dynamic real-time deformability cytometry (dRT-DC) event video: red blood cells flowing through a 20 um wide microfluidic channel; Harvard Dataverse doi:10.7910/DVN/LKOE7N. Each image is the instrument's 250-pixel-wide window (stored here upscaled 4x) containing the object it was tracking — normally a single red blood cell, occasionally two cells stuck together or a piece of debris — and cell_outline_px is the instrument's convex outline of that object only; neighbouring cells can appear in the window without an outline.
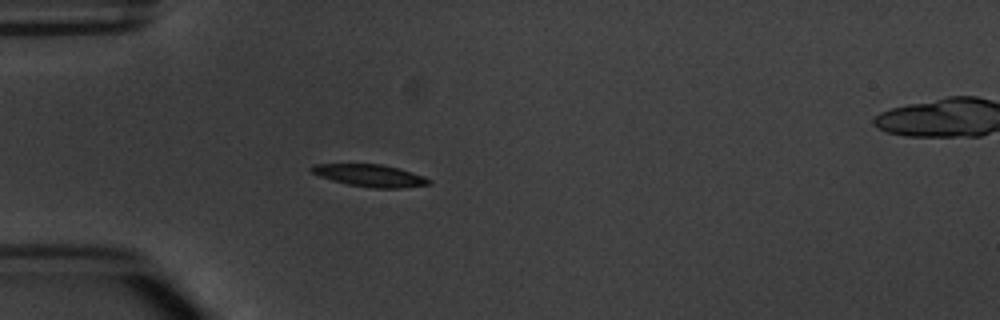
{"species": "common noctule bat (a hibernating species)", "species_latin": "Nyctalus noctula", "temperature_condition": "warm", "stored_images_in_passage": 4, "camera_frame_rate_fps": 3000, "um_per_image_px": 0.085, "animal": {"sex": "male", "body_mass_g": 20.1, "forearm_length_mm": 53.5}, "frame": {"image": 1, "passage_image": 3, "time_ms": 2.333, "image_size_px": [1000, 320], "cell_outline_px": [[432, 184], [400, 188], [372, 188], [348, 184], [332, 180], [320, 176], [312, 172], [308, 168], [312, 164], [380, 164], [400, 168], [424, 176], [432, 180]], "centroid_in_image_um": [31.48, 14.92], "position_along_channel_um": 53.5, "area_um2": 15.26}}